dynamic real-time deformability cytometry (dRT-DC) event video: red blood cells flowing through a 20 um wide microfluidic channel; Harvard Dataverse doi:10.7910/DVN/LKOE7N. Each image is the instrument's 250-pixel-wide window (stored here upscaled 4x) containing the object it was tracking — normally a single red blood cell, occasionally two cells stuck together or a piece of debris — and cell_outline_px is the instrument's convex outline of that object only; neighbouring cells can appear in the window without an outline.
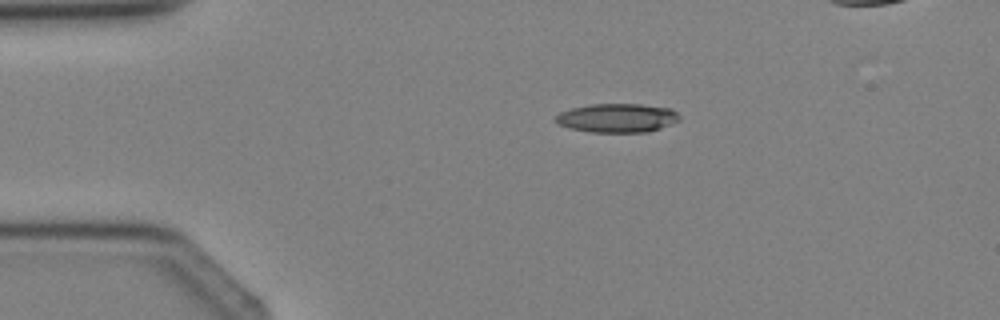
{"species": "Egyptian fruit bat (a non-hibernating species)", "species_latin": "Rousettus aegyptiacus", "temperature_condition": "cold", "stored_images_in_passage": 4, "camera_frame_rate_fps": 3000, "um_per_image_px": 0.085, "animal": {"sex": "female"}, "frame": {"image": 1, "passage_image": 4, "time_ms": 3.333, "image_size_px": [1000, 320], "cell_outline_px": [[680, 120], [672, 124], [648, 132], [588, 132], [568, 128], [556, 124], [556, 116], [560, 112], [572, 108], [588, 104], [640, 104], [672, 108], [680, 116]], "centroid_in_image_um": [52.46, 10.03], "position_along_channel_um": 32.5, "area_um2": 21.04}}